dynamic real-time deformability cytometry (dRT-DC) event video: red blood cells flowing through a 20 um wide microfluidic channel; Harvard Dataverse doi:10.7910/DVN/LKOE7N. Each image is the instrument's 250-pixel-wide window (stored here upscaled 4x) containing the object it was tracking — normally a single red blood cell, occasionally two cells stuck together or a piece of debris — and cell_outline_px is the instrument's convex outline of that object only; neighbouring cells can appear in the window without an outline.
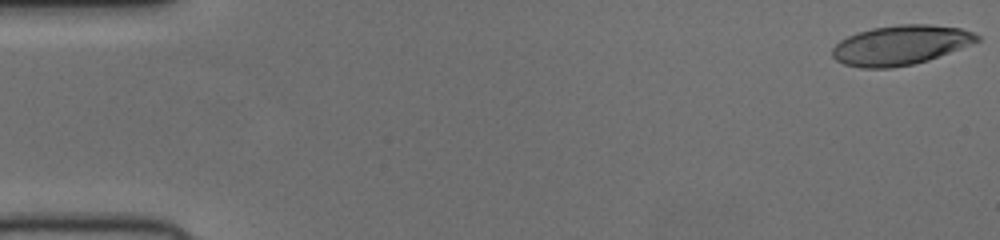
{"species": "human", "species_latin": "Homo sapiens", "temperature_condition": "cold", "stored_images_in_passage": 52, "camera_frame_rate_fps": 3000, "um_per_image_px": 0.085, "donor": {"sex": "female"}, "frame": {"image": 1, "passage_image": 1, "time_ms": 0.0, "image_size_px": [1000, 240], "cell_outline_px": [[980, 40], [928, 60], [912, 64], [892, 68], [860, 68], [844, 64], [836, 60], [832, 56], [832, 48], [840, 40], [848, 36], [872, 28], [900, 24], [928, 24], [960, 28], [972, 32], [980, 36]], "centroid_in_image_um": [76.51, 3.84], "position_along_channel_um": 8.5, "area_um2": 33.12}}
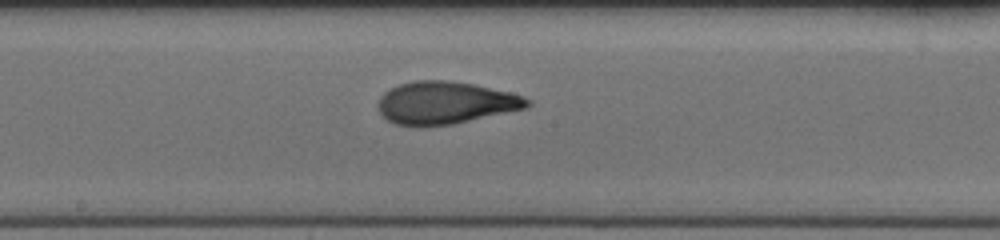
{"frame": {"image": 2, "passage_image": 28, "time_ms": 9.0, "image_size_px": [1000, 240], "cell_outline_px": [[532, 104], [528, 108], [452, 124], [424, 128], [416, 128], [396, 124], [388, 120], [380, 112], [376, 104], [380, 96], [384, 92], [400, 84], [412, 80], [448, 80], [472, 84], [512, 92], [524, 96], [532, 100]], "centroid_in_image_um": [37.86, 8.75], "position_along_channel_um": 210.3, "area_um2": 37.57}}
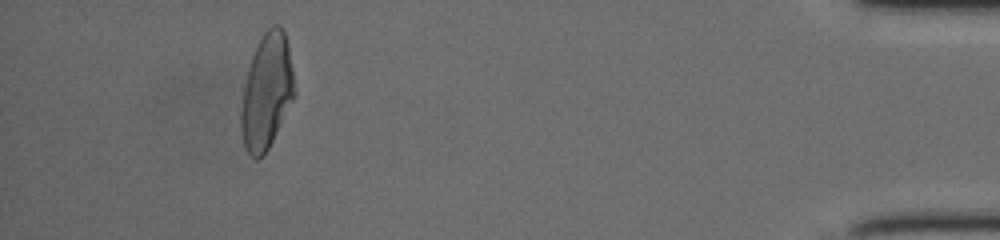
{"frame": {"image": 3, "passage_image": 48, "time_ms": 15.667, "image_size_px": [1000, 240], "cell_outline_px": [[296, 96], [268, 148], [256, 160], [244, 148], [240, 128], [240, 108], [244, 88], [252, 56], [264, 32], [268, 28], [276, 24], [284, 32], [288, 48], [296, 92]], "centroid_in_image_um": [22.66, 7.83], "position_along_channel_um": 412.5, "area_um2": 35.37}}